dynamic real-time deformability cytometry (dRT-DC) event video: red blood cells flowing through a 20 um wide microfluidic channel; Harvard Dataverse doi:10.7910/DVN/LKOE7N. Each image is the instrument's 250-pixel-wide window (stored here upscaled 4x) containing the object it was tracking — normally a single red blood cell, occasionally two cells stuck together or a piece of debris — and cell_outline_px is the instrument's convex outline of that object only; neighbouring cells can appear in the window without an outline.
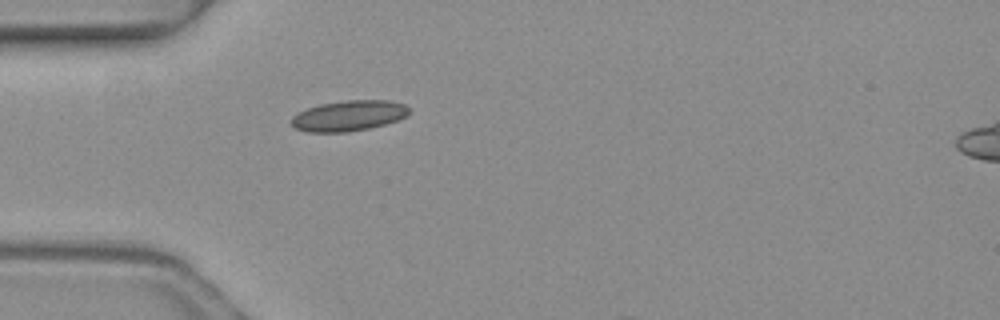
{"species": "common noctule bat (a hibernating species)", "species_latin": "Nyctalus noctula", "temperature_condition": "warm", "stored_images_in_passage": 2, "camera_frame_rate_fps": 3000, "um_per_image_px": 0.085, "animal": {"sex": "female", "body_mass_g": 19.3, "forearm_length_mm": 54.1}, "frame": {"image": 1, "passage_image": 1, "time_ms": 0.0, "image_size_px": [1000, 320], "cell_outline_px": [[408, 116], [384, 124], [368, 128], [348, 132], [308, 132], [296, 128], [292, 124], [292, 116], [296, 112], [320, 104], [344, 100], [388, 100], [404, 104], [408, 108]], "centroid_in_image_um": [29.62, 9.83], "position_along_channel_um": 55.4, "area_um2": 20.87}}